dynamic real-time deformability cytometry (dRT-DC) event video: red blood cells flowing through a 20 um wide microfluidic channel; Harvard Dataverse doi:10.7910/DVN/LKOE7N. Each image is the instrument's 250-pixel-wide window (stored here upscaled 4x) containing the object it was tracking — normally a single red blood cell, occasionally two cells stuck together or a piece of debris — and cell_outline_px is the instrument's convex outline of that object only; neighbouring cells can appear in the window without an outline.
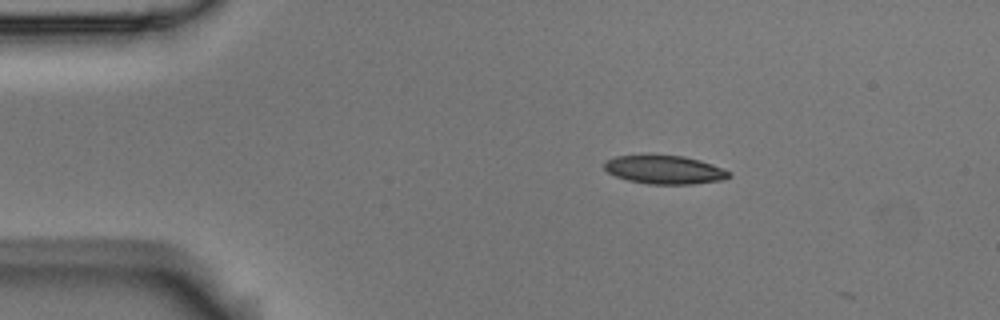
{"species": "Egyptian fruit bat (a non-hibernating species)", "species_latin": "Rousettus aegyptiacus", "temperature_condition": "room temperature", "stored_images_in_passage": 2, "camera_frame_rate_fps": 3000, "um_per_image_px": 0.085, "animal": {"sex": "male"}, "frame": {"image": 1, "passage_image": 1, "time_ms": 0.0, "image_size_px": [1000, 320], "cell_outline_px": [[732, 176], [724, 180], [692, 184], [648, 184], [628, 180], [616, 176], [608, 172], [604, 168], [604, 160], [616, 156], [684, 156], [700, 160], [712, 164], [732, 172]], "centroid_in_image_um": [56.53, 14.44], "position_along_channel_um": 28.5, "area_um2": 20.63}}